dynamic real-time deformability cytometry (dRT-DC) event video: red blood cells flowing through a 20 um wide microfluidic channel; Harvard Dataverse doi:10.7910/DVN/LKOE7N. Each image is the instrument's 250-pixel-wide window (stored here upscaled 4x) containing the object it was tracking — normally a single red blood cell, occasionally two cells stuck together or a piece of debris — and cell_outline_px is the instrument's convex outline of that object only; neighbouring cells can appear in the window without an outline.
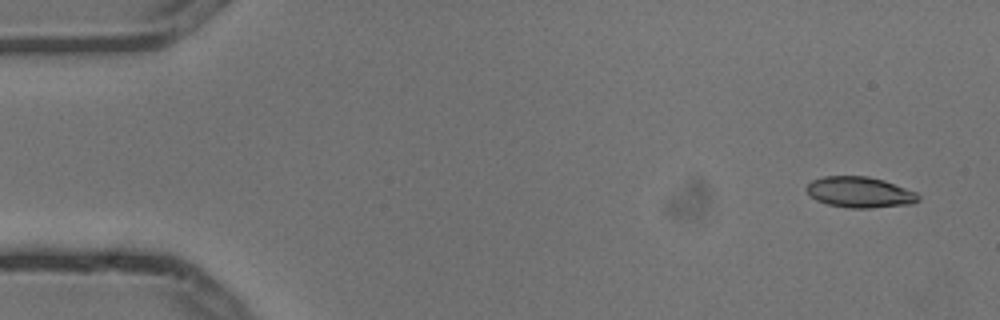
{"species": "common noctule bat (a hibernating species)", "species_latin": "Nyctalus noctula", "temperature_condition": "cold", "stored_images_in_passage": 6, "camera_frame_rate_fps": 3000, "um_per_image_px": 0.085, "animal": {"sex": "male", "body_mass_g": 13.3}, "frame": {"image": 1, "passage_image": 1, "time_ms": 0.0, "image_size_px": [1000, 320], "cell_outline_px": [[920, 200], [912, 204], [872, 208], [848, 208], [828, 204], [816, 200], [804, 188], [812, 180], [824, 176], [868, 176], [884, 180], [916, 192], [920, 196]], "centroid_in_image_um": [73.09, 16.34], "position_along_channel_um": 11.9, "area_um2": 20.17}}